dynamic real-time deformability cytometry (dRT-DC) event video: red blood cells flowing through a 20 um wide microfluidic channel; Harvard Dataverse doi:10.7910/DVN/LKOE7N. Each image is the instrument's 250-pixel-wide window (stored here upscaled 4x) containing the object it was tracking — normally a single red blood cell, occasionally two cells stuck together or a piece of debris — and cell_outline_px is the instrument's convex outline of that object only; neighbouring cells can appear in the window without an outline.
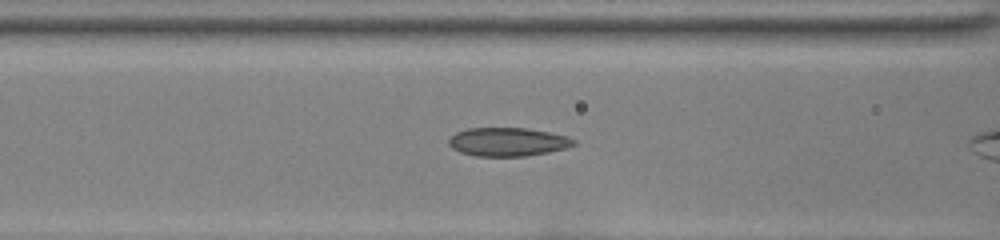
{"species": "common noctule bat (a hibernating species)", "species_latin": "Nyctalus noctula", "temperature_condition": "room temperature", "stored_images_in_passage": 36, "camera_frame_rate_fps": 3000, "um_per_image_px": 0.085, "animal": {"sex": "female", "body_mass_g": 22.0, "forearm_length_mm": 56.7}, "frame": {"image": 1, "passage_image": 16, "time_ms": 5.0, "image_size_px": [1000, 240], "cell_outline_px": [[576, 144], [564, 148], [548, 152], [524, 156], [476, 156], [460, 152], [452, 148], [448, 144], [448, 140], [456, 132], [468, 128], [524, 128], [548, 132], [564, 136], [576, 140]], "centroid_in_image_um": [43.12, 12.06], "position_along_channel_um": 123.5, "area_um2": 20.58}}
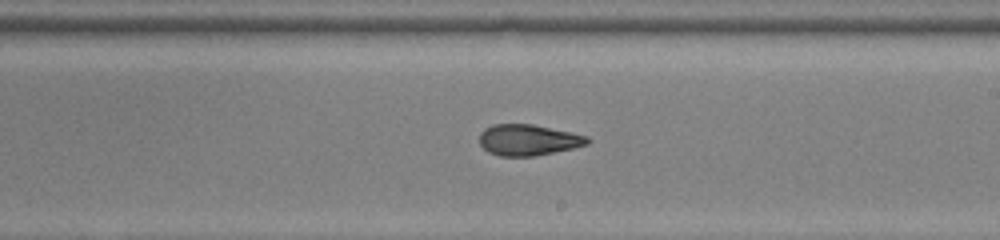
{"frame": {"image": 2, "passage_image": 25, "time_ms": 8.0, "image_size_px": [1000, 240], "cell_outline_px": [[592, 140], [588, 144], [572, 148], [532, 156], [500, 156], [488, 152], [480, 144], [480, 132], [484, 128], [492, 124], [532, 124], [572, 132], [588, 136]], "centroid_in_image_um": [44.9, 11.88], "position_along_channel_um": 244.1, "area_um2": 19.54}}
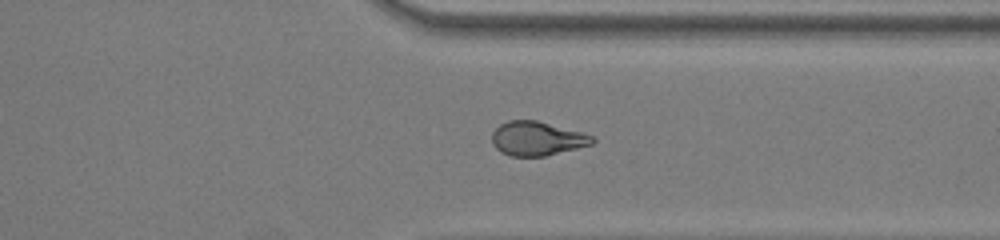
{"frame": {"image": 3, "passage_image": 34, "time_ms": 11.0, "image_size_px": [1000, 240], "cell_outline_px": [[596, 140], [592, 144], [544, 156], [512, 156], [500, 152], [492, 144], [492, 132], [500, 124], [508, 120], [536, 120], [580, 132], [592, 136]], "centroid_in_image_um": [45.6, 11.77], "position_along_channel_um": 365.8, "area_um2": 19.71}}